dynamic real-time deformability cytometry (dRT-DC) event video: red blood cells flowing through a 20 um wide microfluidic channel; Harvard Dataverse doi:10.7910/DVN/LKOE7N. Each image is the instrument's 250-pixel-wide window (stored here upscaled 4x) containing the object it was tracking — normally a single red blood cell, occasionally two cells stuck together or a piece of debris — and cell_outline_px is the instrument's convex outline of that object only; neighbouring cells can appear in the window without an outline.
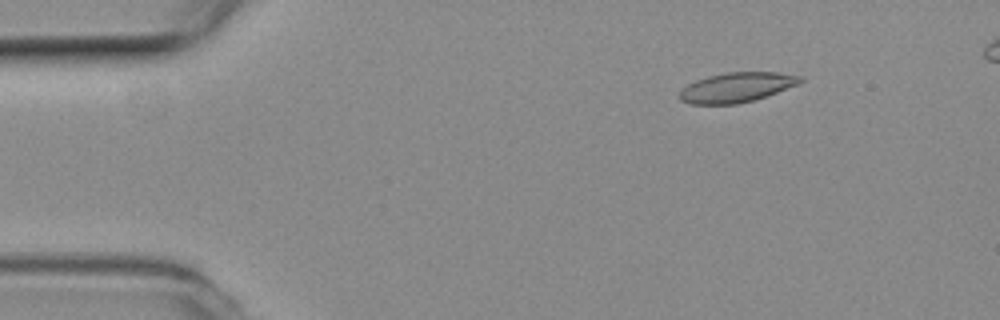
{"species": "common noctule bat (a hibernating species)", "species_latin": "Nyctalus noctula", "temperature_condition": "room temperature", "stored_images_in_passage": 25, "camera_frame_rate_fps": 3000, "um_per_image_px": 0.085, "animal": {"sex": "female", "body_mass_g": 19.3, "forearm_length_mm": 54.1}, "frame": {"image": 1, "passage_image": 7, "time_ms": 2.0, "image_size_px": [1000, 320], "cell_outline_px": [[804, 80], [796, 84], [776, 92], [752, 100], [736, 104], [692, 104], [680, 100], [680, 88], [696, 80], [708, 76], [724, 72], [776, 72], [804, 76]], "centroid_in_image_um": [62.58, 7.41], "position_along_channel_um": 22.4, "area_um2": 20.75}}
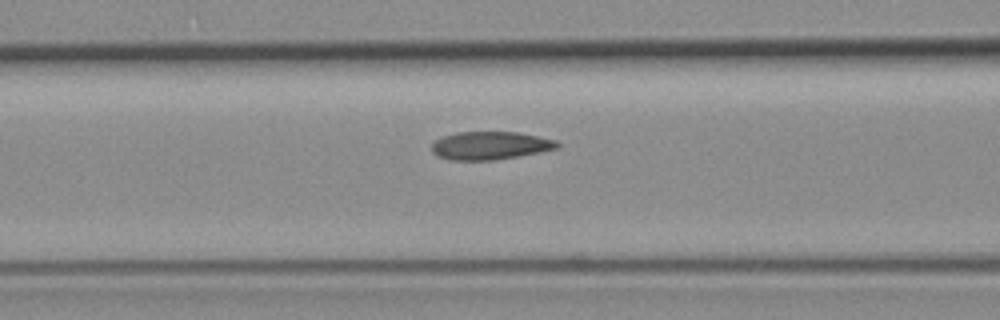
{"frame": {"image": 2, "passage_image": 21, "time_ms": 6.667, "image_size_px": [1000, 320], "cell_outline_px": [[560, 148], [520, 156], [492, 160], [448, 160], [436, 156], [432, 152], [432, 144], [440, 136], [456, 132], [516, 132], [556, 140], [560, 144]], "centroid_in_image_um": [41.64, 12.38], "position_along_channel_um": 125.0, "area_um2": 20.69}}
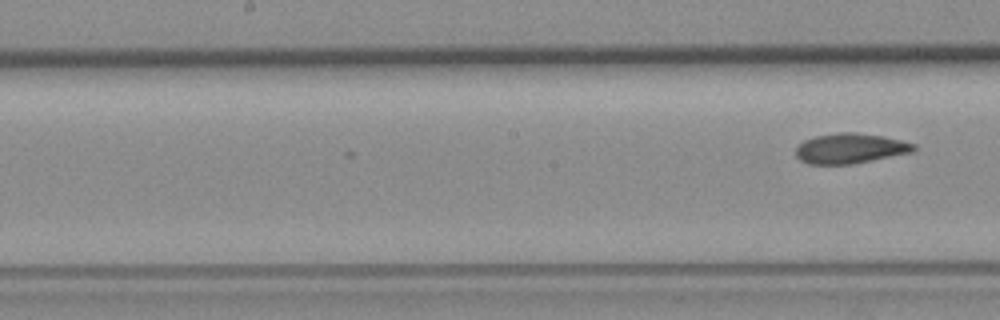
{"frame": {"image": 3, "passage_image": 25, "time_ms": 8.0, "image_size_px": [1000, 320], "cell_outline_px": [[916, 148], [912, 152], [852, 164], [808, 164], [800, 160], [796, 156], [796, 148], [804, 140], [816, 136], [836, 132], [856, 132], [880, 136], [900, 140], [916, 144]], "centroid_in_image_um": [72.25, 12.61], "position_along_channel_um": 176.0, "area_um2": 20.58}}